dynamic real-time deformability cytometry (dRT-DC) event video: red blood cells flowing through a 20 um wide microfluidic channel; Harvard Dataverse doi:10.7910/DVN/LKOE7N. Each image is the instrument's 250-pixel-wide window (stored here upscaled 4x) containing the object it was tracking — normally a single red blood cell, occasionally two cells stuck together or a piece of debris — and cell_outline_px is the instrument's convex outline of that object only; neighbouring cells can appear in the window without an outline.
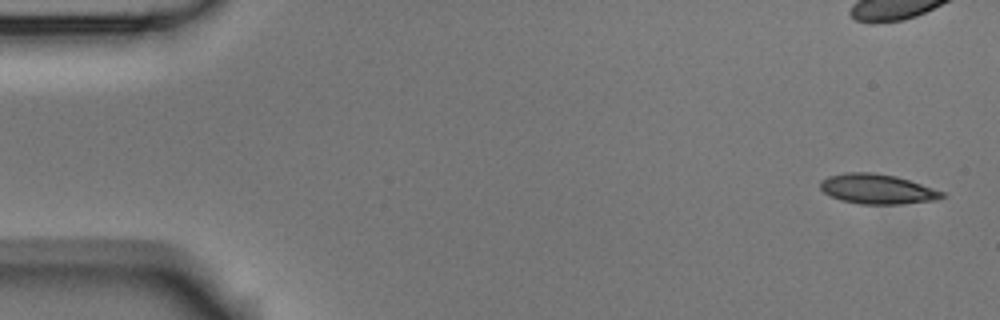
{"species": "Egyptian fruit bat (a non-hibernating species)", "species_latin": "Rousettus aegyptiacus", "temperature_condition": "room temperature", "stored_images_in_passage": 6, "camera_frame_rate_fps": 3000, "um_per_image_px": 0.085, "animal": {"sex": "male"}, "frame": {"image": 1, "passage_image": 1, "time_ms": 0.0, "image_size_px": [1000, 320], "cell_outline_px": [[944, 196], [936, 200], [900, 204], [860, 204], [840, 200], [824, 192], [820, 188], [820, 180], [828, 176], [844, 172], [872, 172], [896, 176], [944, 192]], "centroid_in_image_um": [74.52, 16.06], "position_along_channel_um": 10.5, "area_um2": 21.1}}